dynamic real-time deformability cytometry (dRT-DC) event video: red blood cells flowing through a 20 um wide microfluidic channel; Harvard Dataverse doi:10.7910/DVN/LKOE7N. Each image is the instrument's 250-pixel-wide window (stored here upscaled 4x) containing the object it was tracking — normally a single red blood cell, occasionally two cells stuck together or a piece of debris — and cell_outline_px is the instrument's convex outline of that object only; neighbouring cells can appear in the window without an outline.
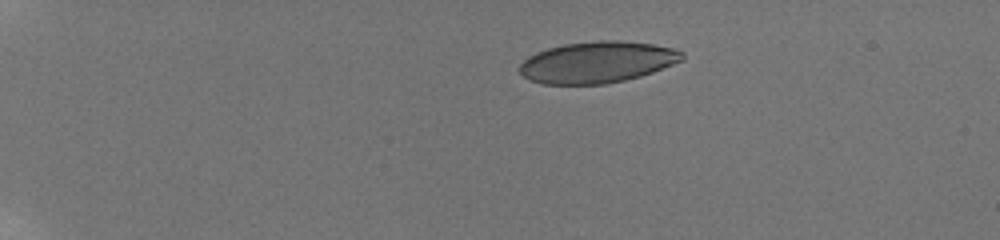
{"species": "human", "species_latin": "Homo sapiens", "temperature_condition": "room temperature", "stored_images_in_passage": 5, "camera_frame_rate_fps": 3000, "um_per_image_px": 0.085, "donor": {"sex": "male"}, "frame": {"image": 1, "passage_image": 1, "time_ms": 0.0, "image_size_px": [1000, 240], "cell_outline_px": [[684, 60], [652, 72], [640, 76], [624, 80], [604, 84], [544, 84], [532, 80], [524, 76], [520, 72], [520, 64], [528, 56], [536, 52], [548, 48], [564, 44], [596, 40], [620, 40], [652, 44], [676, 48], [684, 52]], "centroid_in_image_um": [50.8, 5.27], "position_along_channel_um": 34.2, "area_um2": 39.25}}
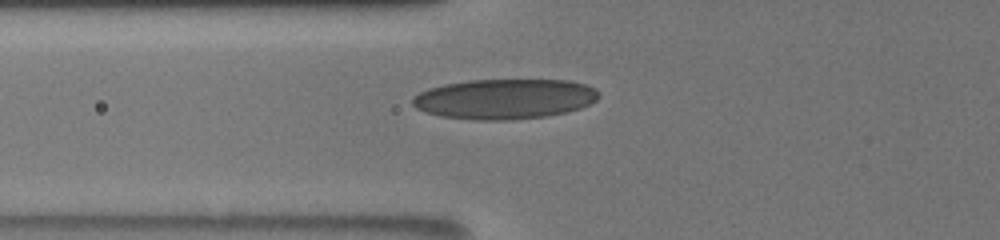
{"frame": {"image": 2, "passage_image": 5, "time_ms": 1.333, "image_size_px": [1000, 240], "cell_outline_px": [[600, 96], [596, 100], [580, 108], [564, 112], [544, 116], [512, 120], [476, 120], [440, 116], [424, 112], [416, 108], [412, 104], [412, 96], [428, 88], [444, 84], [468, 80], [568, 80], [584, 84], [596, 88], [600, 92]], "centroid_in_image_um": [42.86, 8.41], "position_along_channel_um": 82.9, "area_um2": 43.7}}